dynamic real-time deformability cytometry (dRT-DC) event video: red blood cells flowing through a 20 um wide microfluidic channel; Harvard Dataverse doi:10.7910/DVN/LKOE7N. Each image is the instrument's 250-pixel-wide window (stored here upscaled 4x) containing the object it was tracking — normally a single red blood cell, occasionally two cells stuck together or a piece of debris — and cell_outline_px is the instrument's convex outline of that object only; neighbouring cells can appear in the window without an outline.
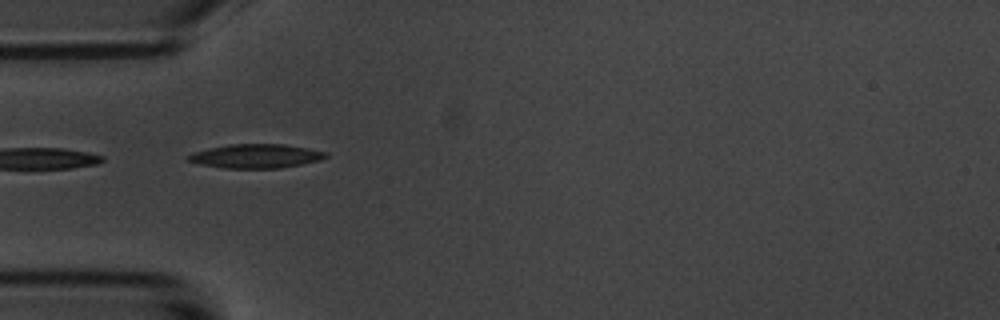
{"species": "common noctule bat (a hibernating species)", "species_latin": "Nyctalus noctula", "temperature_condition": "room temperature", "stored_images_in_passage": 3, "camera_frame_rate_fps": 3000, "um_per_image_px": 0.085, "animal": {"sex": "male", "body_mass_g": 20.1, "forearm_length_mm": 53.5}, "frame": {"image": 1, "passage_image": 1, "time_ms": 0.0, "image_size_px": [1000, 320], "cell_outline_px": [[328, 156], [320, 160], [280, 168], [224, 168], [200, 164], [184, 160], [184, 156], [192, 152], [208, 148], [228, 144], [284, 144], [308, 148], [324, 152]], "centroid_in_image_um": [21.66, 13.26], "position_along_channel_um": 63.3, "area_um2": 19.31}}